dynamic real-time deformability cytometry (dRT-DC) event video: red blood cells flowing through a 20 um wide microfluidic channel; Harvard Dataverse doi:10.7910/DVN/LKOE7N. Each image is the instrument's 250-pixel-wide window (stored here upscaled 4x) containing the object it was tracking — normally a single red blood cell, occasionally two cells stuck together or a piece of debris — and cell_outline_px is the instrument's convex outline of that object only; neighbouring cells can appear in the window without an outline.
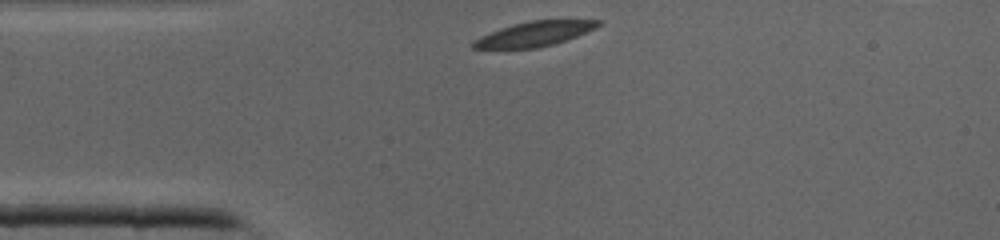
{"species": "common noctule bat (a hibernating species)", "species_latin": "Nyctalus noctula", "temperature_condition": "cold", "stored_images_in_passage": 26, "camera_frame_rate_fps": 3000, "um_per_image_px": 0.085, "animal": {"sex": "male", "body_mass_g": 19.0, "forearm_length_mm": 50.8}, "frame": {"image": 1, "passage_image": 1, "time_ms": 0.0, "image_size_px": [1000, 240], "cell_outline_px": [[604, 20], [596, 28], [556, 44], [536, 48], [472, 48], [472, 40], [480, 36], [500, 28], [512, 24], [532, 20]], "centroid_in_image_um": [45.43, 2.88], "position_along_channel_um": 39.6, "area_um2": 17.98}}
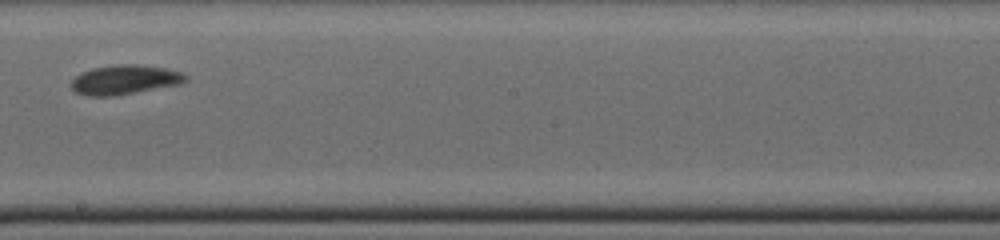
{"frame": {"image": 2, "passage_image": 15, "time_ms": 4.667, "image_size_px": [1000, 240], "cell_outline_px": [[188, 80], [180, 84], [112, 96], [88, 96], [76, 92], [72, 88], [72, 80], [76, 76], [84, 72], [96, 68], [116, 64], [136, 64], [168, 68], [180, 72], [188, 76]], "centroid_in_image_um": [10.64, 6.77], "position_along_channel_um": 237.6, "area_um2": 19.36}}
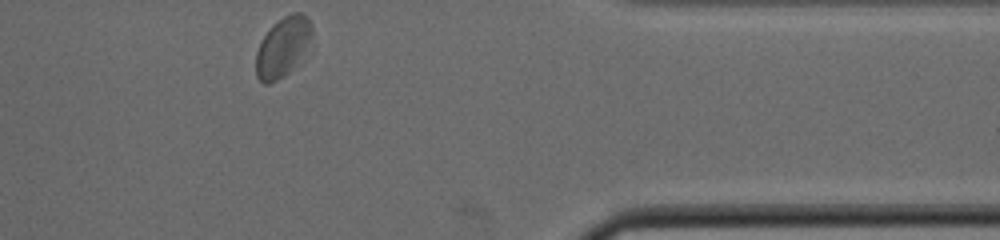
{"frame": {"image": 3, "passage_image": 26, "time_ms": 8.333, "image_size_px": [1000, 240], "cell_outline_px": [[312, 36], [292, 68], [284, 76], [268, 84], [264, 84], [256, 76], [256, 52], [264, 36], [284, 16], [292, 12], [300, 12], [308, 16], [312, 24]], "centroid_in_image_um": [24.03, 3.98], "position_along_channel_um": 387.4, "area_um2": 18.79}}